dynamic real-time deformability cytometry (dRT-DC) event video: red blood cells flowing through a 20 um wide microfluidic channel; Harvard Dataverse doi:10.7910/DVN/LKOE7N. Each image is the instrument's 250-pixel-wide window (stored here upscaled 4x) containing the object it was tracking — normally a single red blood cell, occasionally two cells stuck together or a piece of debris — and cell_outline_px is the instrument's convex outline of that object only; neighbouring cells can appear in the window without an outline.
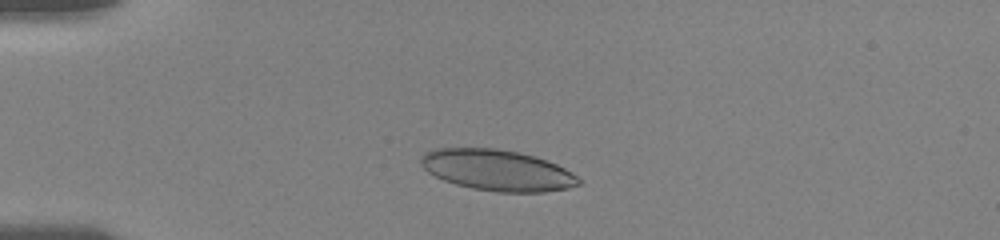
{"species": "human", "species_latin": "Homo sapiens", "temperature_condition": "room temperature", "stored_images_in_passage": 44, "camera_frame_rate_fps": 3000, "um_per_image_px": 0.085, "donor": {"sex": "female"}, "frame": {"image": 1, "passage_image": 9, "time_ms": 1.667, "image_size_px": [1000, 240], "cell_outline_px": [[580, 184], [568, 188], [544, 192], [496, 192], [472, 188], [456, 184], [444, 180], [428, 172], [420, 164], [420, 156], [424, 152], [432, 148], [496, 148], [520, 152], [548, 160], [572, 172], [580, 180]], "centroid_in_image_um": [42.24, 14.46], "position_along_channel_um": 42.8, "area_um2": 37.86}}
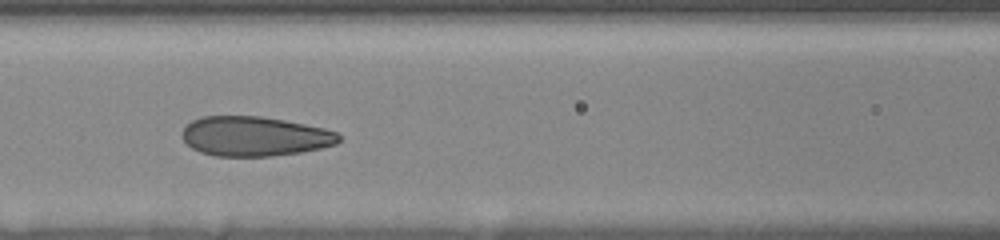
{"frame": {"image": 2, "passage_image": 26, "time_ms": 5.333, "image_size_px": [1000, 240], "cell_outline_px": [[340, 140], [336, 144], [320, 148], [300, 152], [272, 156], [216, 156], [200, 152], [192, 148], [180, 136], [180, 132], [192, 120], [204, 116], [260, 116], [284, 120], [324, 128], [336, 132], [340, 136]], "centroid_in_image_um": [21.62, 11.58], "position_along_channel_um": 145.0, "area_um2": 36.18}}
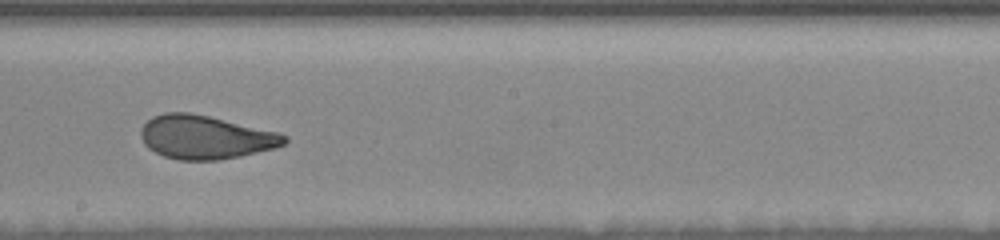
{"frame": {"image": 3, "passage_image": 38, "time_ms": 7.667, "image_size_px": [1000, 240], "cell_outline_px": [[288, 140], [284, 144], [272, 148], [240, 156], [220, 160], [176, 160], [164, 156], [148, 148], [144, 144], [140, 136], [140, 128], [152, 116], [164, 112], [188, 112], [208, 116], [280, 132], [288, 136]], "centroid_in_image_um": [17.44, 11.66], "position_along_channel_um": 230.8, "area_um2": 36.53}}